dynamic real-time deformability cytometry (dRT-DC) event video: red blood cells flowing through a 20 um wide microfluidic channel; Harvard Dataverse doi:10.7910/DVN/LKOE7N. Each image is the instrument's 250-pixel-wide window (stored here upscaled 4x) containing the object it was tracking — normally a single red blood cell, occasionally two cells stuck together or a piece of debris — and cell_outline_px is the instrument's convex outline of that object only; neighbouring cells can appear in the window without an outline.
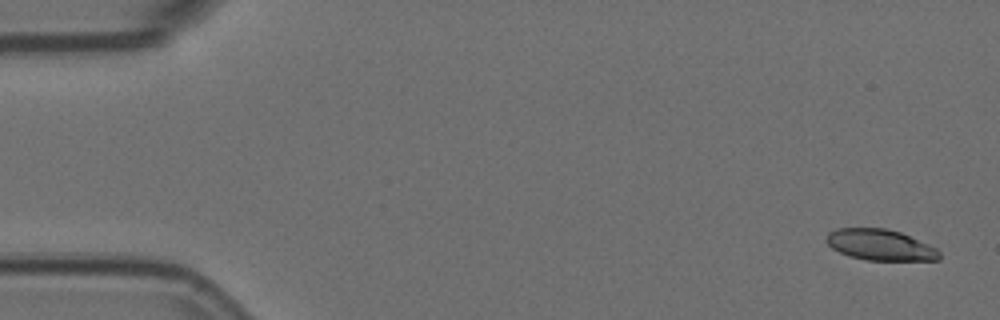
{"species": "Egyptian fruit bat (a non-hibernating species)", "species_latin": "Rousettus aegyptiacus", "temperature_condition": "room temperature", "stored_images_in_passage": 5, "camera_frame_rate_fps": 3000, "um_per_image_px": 0.085, "animal": {"sex": "female"}, "frame": {"image": 1, "passage_image": 1, "time_ms": 0.0, "image_size_px": [1000, 320], "cell_outline_px": [[940, 260], [868, 260], [848, 256], [832, 248], [828, 244], [828, 232], [836, 228], [884, 228], [900, 232], [928, 244], [936, 248], [940, 252]], "centroid_in_image_um": [74.83, 20.82], "position_along_channel_um": 10.2, "area_um2": 20.23}}
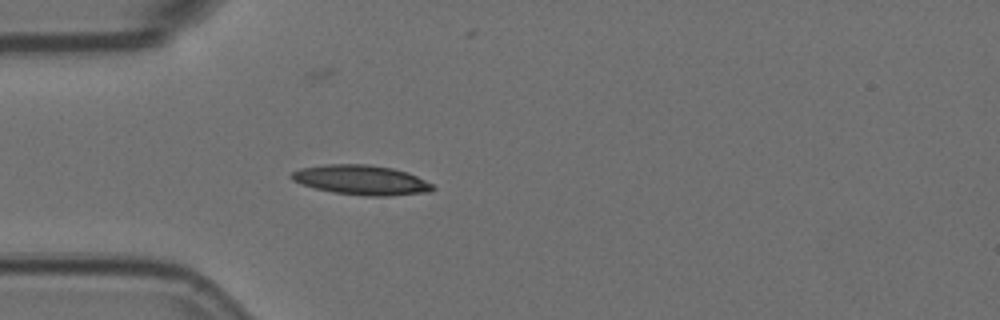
{"frame": {"image": 2, "passage_image": 5, "time_ms": 1.333, "image_size_px": [1000, 320], "cell_outline_px": [[436, 188], [432, 192], [388, 196], [364, 196], [332, 192], [300, 184], [292, 180], [288, 176], [292, 172], [300, 168], [324, 164], [368, 164], [392, 168], [408, 172], [432, 184]], "centroid_in_image_um": [30.7, 15.3], "position_along_channel_um": 54.3, "area_um2": 24.68}}